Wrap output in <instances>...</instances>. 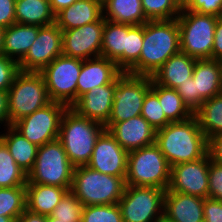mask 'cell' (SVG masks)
I'll return each instance as SVG.
<instances>
[{
	"label": "cell",
	"instance_id": "25",
	"mask_svg": "<svg viewBox=\"0 0 222 222\" xmlns=\"http://www.w3.org/2000/svg\"><path fill=\"white\" fill-rule=\"evenodd\" d=\"M67 191L64 187L26 183V209L48 216Z\"/></svg>",
	"mask_w": 222,
	"mask_h": 222
},
{
	"label": "cell",
	"instance_id": "28",
	"mask_svg": "<svg viewBox=\"0 0 222 222\" xmlns=\"http://www.w3.org/2000/svg\"><path fill=\"white\" fill-rule=\"evenodd\" d=\"M124 49H126V24L106 20L103 28L101 57L115 62L124 72Z\"/></svg>",
	"mask_w": 222,
	"mask_h": 222
},
{
	"label": "cell",
	"instance_id": "45",
	"mask_svg": "<svg viewBox=\"0 0 222 222\" xmlns=\"http://www.w3.org/2000/svg\"><path fill=\"white\" fill-rule=\"evenodd\" d=\"M207 154L213 162L222 165V133L207 138Z\"/></svg>",
	"mask_w": 222,
	"mask_h": 222
},
{
	"label": "cell",
	"instance_id": "22",
	"mask_svg": "<svg viewBox=\"0 0 222 222\" xmlns=\"http://www.w3.org/2000/svg\"><path fill=\"white\" fill-rule=\"evenodd\" d=\"M103 16L102 4L96 0H77L55 14V24L61 30H71L94 23Z\"/></svg>",
	"mask_w": 222,
	"mask_h": 222
},
{
	"label": "cell",
	"instance_id": "31",
	"mask_svg": "<svg viewBox=\"0 0 222 222\" xmlns=\"http://www.w3.org/2000/svg\"><path fill=\"white\" fill-rule=\"evenodd\" d=\"M194 115L206 138L222 133V93L204 101Z\"/></svg>",
	"mask_w": 222,
	"mask_h": 222
},
{
	"label": "cell",
	"instance_id": "9",
	"mask_svg": "<svg viewBox=\"0 0 222 222\" xmlns=\"http://www.w3.org/2000/svg\"><path fill=\"white\" fill-rule=\"evenodd\" d=\"M82 60L60 55L41 71L51 101L70 108L77 100V81Z\"/></svg>",
	"mask_w": 222,
	"mask_h": 222
},
{
	"label": "cell",
	"instance_id": "32",
	"mask_svg": "<svg viewBox=\"0 0 222 222\" xmlns=\"http://www.w3.org/2000/svg\"><path fill=\"white\" fill-rule=\"evenodd\" d=\"M27 174L18 166L0 139V188L26 186Z\"/></svg>",
	"mask_w": 222,
	"mask_h": 222
},
{
	"label": "cell",
	"instance_id": "7",
	"mask_svg": "<svg viewBox=\"0 0 222 222\" xmlns=\"http://www.w3.org/2000/svg\"><path fill=\"white\" fill-rule=\"evenodd\" d=\"M7 93L10 126L51 102L40 72L19 71Z\"/></svg>",
	"mask_w": 222,
	"mask_h": 222
},
{
	"label": "cell",
	"instance_id": "35",
	"mask_svg": "<svg viewBox=\"0 0 222 222\" xmlns=\"http://www.w3.org/2000/svg\"><path fill=\"white\" fill-rule=\"evenodd\" d=\"M143 46V24H126V49H124V72H127L140 57Z\"/></svg>",
	"mask_w": 222,
	"mask_h": 222
},
{
	"label": "cell",
	"instance_id": "13",
	"mask_svg": "<svg viewBox=\"0 0 222 222\" xmlns=\"http://www.w3.org/2000/svg\"><path fill=\"white\" fill-rule=\"evenodd\" d=\"M105 22L102 16L94 23L62 30V54L81 60L100 57Z\"/></svg>",
	"mask_w": 222,
	"mask_h": 222
},
{
	"label": "cell",
	"instance_id": "38",
	"mask_svg": "<svg viewBox=\"0 0 222 222\" xmlns=\"http://www.w3.org/2000/svg\"><path fill=\"white\" fill-rule=\"evenodd\" d=\"M83 205L69 190L50 214L51 217L63 222H81Z\"/></svg>",
	"mask_w": 222,
	"mask_h": 222
},
{
	"label": "cell",
	"instance_id": "44",
	"mask_svg": "<svg viewBox=\"0 0 222 222\" xmlns=\"http://www.w3.org/2000/svg\"><path fill=\"white\" fill-rule=\"evenodd\" d=\"M15 1L0 0V27L4 29L16 23Z\"/></svg>",
	"mask_w": 222,
	"mask_h": 222
},
{
	"label": "cell",
	"instance_id": "11",
	"mask_svg": "<svg viewBox=\"0 0 222 222\" xmlns=\"http://www.w3.org/2000/svg\"><path fill=\"white\" fill-rule=\"evenodd\" d=\"M151 85V76L123 72L116 79L111 115L107 123H117L141 115L143 101Z\"/></svg>",
	"mask_w": 222,
	"mask_h": 222
},
{
	"label": "cell",
	"instance_id": "48",
	"mask_svg": "<svg viewBox=\"0 0 222 222\" xmlns=\"http://www.w3.org/2000/svg\"><path fill=\"white\" fill-rule=\"evenodd\" d=\"M15 222H47V216L25 209Z\"/></svg>",
	"mask_w": 222,
	"mask_h": 222
},
{
	"label": "cell",
	"instance_id": "54",
	"mask_svg": "<svg viewBox=\"0 0 222 222\" xmlns=\"http://www.w3.org/2000/svg\"><path fill=\"white\" fill-rule=\"evenodd\" d=\"M159 222H174V221H171L167 219L165 216H163Z\"/></svg>",
	"mask_w": 222,
	"mask_h": 222
},
{
	"label": "cell",
	"instance_id": "36",
	"mask_svg": "<svg viewBox=\"0 0 222 222\" xmlns=\"http://www.w3.org/2000/svg\"><path fill=\"white\" fill-rule=\"evenodd\" d=\"M81 222H123L121 209L117 204L83 206Z\"/></svg>",
	"mask_w": 222,
	"mask_h": 222
},
{
	"label": "cell",
	"instance_id": "16",
	"mask_svg": "<svg viewBox=\"0 0 222 222\" xmlns=\"http://www.w3.org/2000/svg\"><path fill=\"white\" fill-rule=\"evenodd\" d=\"M127 161L128 152L105 130L97 139L86 166L103 174L126 177Z\"/></svg>",
	"mask_w": 222,
	"mask_h": 222
},
{
	"label": "cell",
	"instance_id": "24",
	"mask_svg": "<svg viewBox=\"0 0 222 222\" xmlns=\"http://www.w3.org/2000/svg\"><path fill=\"white\" fill-rule=\"evenodd\" d=\"M41 26L14 23L4 29L3 55L19 62L36 40Z\"/></svg>",
	"mask_w": 222,
	"mask_h": 222
},
{
	"label": "cell",
	"instance_id": "47",
	"mask_svg": "<svg viewBox=\"0 0 222 222\" xmlns=\"http://www.w3.org/2000/svg\"><path fill=\"white\" fill-rule=\"evenodd\" d=\"M10 126L9 111H8V93L7 91H0V126Z\"/></svg>",
	"mask_w": 222,
	"mask_h": 222
},
{
	"label": "cell",
	"instance_id": "17",
	"mask_svg": "<svg viewBox=\"0 0 222 222\" xmlns=\"http://www.w3.org/2000/svg\"><path fill=\"white\" fill-rule=\"evenodd\" d=\"M104 126L127 152L155 143L156 129L141 115Z\"/></svg>",
	"mask_w": 222,
	"mask_h": 222
},
{
	"label": "cell",
	"instance_id": "19",
	"mask_svg": "<svg viewBox=\"0 0 222 222\" xmlns=\"http://www.w3.org/2000/svg\"><path fill=\"white\" fill-rule=\"evenodd\" d=\"M122 73L115 62L105 57L82 60L77 99L93 88L113 83Z\"/></svg>",
	"mask_w": 222,
	"mask_h": 222
},
{
	"label": "cell",
	"instance_id": "46",
	"mask_svg": "<svg viewBox=\"0 0 222 222\" xmlns=\"http://www.w3.org/2000/svg\"><path fill=\"white\" fill-rule=\"evenodd\" d=\"M212 59H216L219 61L222 59V16L218 17L215 26Z\"/></svg>",
	"mask_w": 222,
	"mask_h": 222
},
{
	"label": "cell",
	"instance_id": "15",
	"mask_svg": "<svg viewBox=\"0 0 222 222\" xmlns=\"http://www.w3.org/2000/svg\"><path fill=\"white\" fill-rule=\"evenodd\" d=\"M209 156L171 167L169 191L208 198Z\"/></svg>",
	"mask_w": 222,
	"mask_h": 222
},
{
	"label": "cell",
	"instance_id": "12",
	"mask_svg": "<svg viewBox=\"0 0 222 222\" xmlns=\"http://www.w3.org/2000/svg\"><path fill=\"white\" fill-rule=\"evenodd\" d=\"M68 107L51 101L46 106L14 122L11 126L35 145L43 146L57 140L63 113Z\"/></svg>",
	"mask_w": 222,
	"mask_h": 222
},
{
	"label": "cell",
	"instance_id": "43",
	"mask_svg": "<svg viewBox=\"0 0 222 222\" xmlns=\"http://www.w3.org/2000/svg\"><path fill=\"white\" fill-rule=\"evenodd\" d=\"M204 222H222V201L204 199Z\"/></svg>",
	"mask_w": 222,
	"mask_h": 222
},
{
	"label": "cell",
	"instance_id": "51",
	"mask_svg": "<svg viewBox=\"0 0 222 222\" xmlns=\"http://www.w3.org/2000/svg\"><path fill=\"white\" fill-rule=\"evenodd\" d=\"M0 222H14L10 217L0 216Z\"/></svg>",
	"mask_w": 222,
	"mask_h": 222
},
{
	"label": "cell",
	"instance_id": "55",
	"mask_svg": "<svg viewBox=\"0 0 222 222\" xmlns=\"http://www.w3.org/2000/svg\"><path fill=\"white\" fill-rule=\"evenodd\" d=\"M98 2H100L101 4H103L106 0H96Z\"/></svg>",
	"mask_w": 222,
	"mask_h": 222
},
{
	"label": "cell",
	"instance_id": "2",
	"mask_svg": "<svg viewBox=\"0 0 222 222\" xmlns=\"http://www.w3.org/2000/svg\"><path fill=\"white\" fill-rule=\"evenodd\" d=\"M155 144L171 167L197 161L207 154V138L195 115L156 130Z\"/></svg>",
	"mask_w": 222,
	"mask_h": 222
},
{
	"label": "cell",
	"instance_id": "27",
	"mask_svg": "<svg viewBox=\"0 0 222 222\" xmlns=\"http://www.w3.org/2000/svg\"><path fill=\"white\" fill-rule=\"evenodd\" d=\"M103 17L114 23L141 25L149 21L141 0H106L102 4Z\"/></svg>",
	"mask_w": 222,
	"mask_h": 222
},
{
	"label": "cell",
	"instance_id": "10",
	"mask_svg": "<svg viewBox=\"0 0 222 222\" xmlns=\"http://www.w3.org/2000/svg\"><path fill=\"white\" fill-rule=\"evenodd\" d=\"M165 192L158 187L126 185L118 202L123 222H159L164 216Z\"/></svg>",
	"mask_w": 222,
	"mask_h": 222
},
{
	"label": "cell",
	"instance_id": "21",
	"mask_svg": "<svg viewBox=\"0 0 222 222\" xmlns=\"http://www.w3.org/2000/svg\"><path fill=\"white\" fill-rule=\"evenodd\" d=\"M204 199L180 192H165L164 216L174 222H204Z\"/></svg>",
	"mask_w": 222,
	"mask_h": 222
},
{
	"label": "cell",
	"instance_id": "30",
	"mask_svg": "<svg viewBox=\"0 0 222 222\" xmlns=\"http://www.w3.org/2000/svg\"><path fill=\"white\" fill-rule=\"evenodd\" d=\"M151 89L158 95L159 103L170 122L184 121L194 115L183 103L176 89L161 86L153 79Z\"/></svg>",
	"mask_w": 222,
	"mask_h": 222
},
{
	"label": "cell",
	"instance_id": "40",
	"mask_svg": "<svg viewBox=\"0 0 222 222\" xmlns=\"http://www.w3.org/2000/svg\"><path fill=\"white\" fill-rule=\"evenodd\" d=\"M19 71L17 61L0 55V91H8Z\"/></svg>",
	"mask_w": 222,
	"mask_h": 222
},
{
	"label": "cell",
	"instance_id": "20",
	"mask_svg": "<svg viewBox=\"0 0 222 222\" xmlns=\"http://www.w3.org/2000/svg\"><path fill=\"white\" fill-rule=\"evenodd\" d=\"M196 111L202 103L222 93V65L216 59H197L193 71Z\"/></svg>",
	"mask_w": 222,
	"mask_h": 222
},
{
	"label": "cell",
	"instance_id": "37",
	"mask_svg": "<svg viewBox=\"0 0 222 222\" xmlns=\"http://www.w3.org/2000/svg\"><path fill=\"white\" fill-rule=\"evenodd\" d=\"M141 116L156 130L170 123L159 103L158 95L152 89L147 92L144 98Z\"/></svg>",
	"mask_w": 222,
	"mask_h": 222
},
{
	"label": "cell",
	"instance_id": "23",
	"mask_svg": "<svg viewBox=\"0 0 222 222\" xmlns=\"http://www.w3.org/2000/svg\"><path fill=\"white\" fill-rule=\"evenodd\" d=\"M196 60L180 51L171 56L152 75V79L161 86L176 89L193 76Z\"/></svg>",
	"mask_w": 222,
	"mask_h": 222
},
{
	"label": "cell",
	"instance_id": "3",
	"mask_svg": "<svg viewBox=\"0 0 222 222\" xmlns=\"http://www.w3.org/2000/svg\"><path fill=\"white\" fill-rule=\"evenodd\" d=\"M106 130L97 121L78 115L73 109L67 108L63 113L58 140L75 166L87 165L99 136Z\"/></svg>",
	"mask_w": 222,
	"mask_h": 222
},
{
	"label": "cell",
	"instance_id": "1",
	"mask_svg": "<svg viewBox=\"0 0 222 222\" xmlns=\"http://www.w3.org/2000/svg\"><path fill=\"white\" fill-rule=\"evenodd\" d=\"M180 51L177 18L149 20L143 24V46L139 60L126 73L152 77L171 56Z\"/></svg>",
	"mask_w": 222,
	"mask_h": 222
},
{
	"label": "cell",
	"instance_id": "34",
	"mask_svg": "<svg viewBox=\"0 0 222 222\" xmlns=\"http://www.w3.org/2000/svg\"><path fill=\"white\" fill-rule=\"evenodd\" d=\"M141 3L148 20L176 19L182 10L176 0H141Z\"/></svg>",
	"mask_w": 222,
	"mask_h": 222
},
{
	"label": "cell",
	"instance_id": "53",
	"mask_svg": "<svg viewBox=\"0 0 222 222\" xmlns=\"http://www.w3.org/2000/svg\"><path fill=\"white\" fill-rule=\"evenodd\" d=\"M188 0H176V2L182 7Z\"/></svg>",
	"mask_w": 222,
	"mask_h": 222
},
{
	"label": "cell",
	"instance_id": "41",
	"mask_svg": "<svg viewBox=\"0 0 222 222\" xmlns=\"http://www.w3.org/2000/svg\"><path fill=\"white\" fill-rule=\"evenodd\" d=\"M208 198L222 201V165L209 158Z\"/></svg>",
	"mask_w": 222,
	"mask_h": 222
},
{
	"label": "cell",
	"instance_id": "14",
	"mask_svg": "<svg viewBox=\"0 0 222 222\" xmlns=\"http://www.w3.org/2000/svg\"><path fill=\"white\" fill-rule=\"evenodd\" d=\"M62 55V30L55 24L41 26L36 40L18 62L20 71L40 72Z\"/></svg>",
	"mask_w": 222,
	"mask_h": 222
},
{
	"label": "cell",
	"instance_id": "29",
	"mask_svg": "<svg viewBox=\"0 0 222 222\" xmlns=\"http://www.w3.org/2000/svg\"><path fill=\"white\" fill-rule=\"evenodd\" d=\"M16 23L47 26L55 23L49 0H16Z\"/></svg>",
	"mask_w": 222,
	"mask_h": 222
},
{
	"label": "cell",
	"instance_id": "52",
	"mask_svg": "<svg viewBox=\"0 0 222 222\" xmlns=\"http://www.w3.org/2000/svg\"><path fill=\"white\" fill-rule=\"evenodd\" d=\"M47 222H63V221H60L56 218H53L51 217L50 215L47 216Z\"/></svg>",
	"mask_w": 222,
	"mask_h": 222
},
{
	"label": "cell",
	"instance_id": "6",
	"mask_svg": "<svg viewBox=\"0 0 222 222\" xmlns=\"http://www.w3.org/2000/svg\"><path fill=\"white\" fill-rule=\"evenodd\" d=\"M74 169L57 139L38 147L34 166L27 174V183L64 187L69 191Z\"/></svg>",
	"mask_w": 222,
	"mask_h": 222
},
{
	"label": "cell",
	"instance_id": "18",
	"mask_svg": "<svg viewBox=\"0 0 222 222\" xmlns=\"http://www.w3.org/2000/svg\"><path fill=\"white\" fill-rule=\"evenodd\" d=\"M116 80L111 84L91 89L70 107L78 115L105 125L111 115Z\"/></svg>",
	"mask_w": 222,
	"mask_h": 222
},
{
	"label": "cell",
	"instance_id": "8",
	"mask_svg": "<svg viewBox=\"0 0 222 222\" xmlns=\"http://www.w3.org/2000/svg\"><path fill=\"white\" fill-rule=\"evenodd\" d=\"M217 20V16L181 10L177 17L181 51L194 59L212 58Z\"/></svg>",
	"mask_w": 222,
	"mask_h": 222
},
{
	"label": "cell",
	"instance_id": "50",
	"mask_svg": "<svg viewBox=\"0 0 222 222\" xmlns=\"http://www.w3.org/2000/svg\"><path fill=\"white\" fill-rule=\"evenodd\" d=\"M3 32L4 28L0 27V55L3 54Z\"/></svg>",
	"mask_w": 222,
	"mask_h": 222
},
{
	"label": "cell",
	"instance_id": "39",
	"mask_svg": "<svg viewBox=\"0 0 222 222\" xmlns=\"http://www.w3.org/2000/svg\"><path fill=\"white\" fill-rule=\"evenodd\" d=\"M182 10L220 17L222 16V0H188L182 6Z\"/></svg>",
	"mask_w": 222,
	"mask_h": 222
},
{
	"label": "cell",
	"instance_id": "4",
	"mask_svg": "<svg viewBox=\"0 0 222 222\" xmlns=\"http://www.w3.org/2000/svg\"><path fill=\"white\" fill-rule=\"evenodd\" d=\"M125 177L100 173L83 165L74 169L70 191L83 206L117 204L123 196Z\"/></svg>",
	"mask_w": 222,
	"mask_h": 222
},
{
	"label": "cell",
	"instance_id": "49",
	"mask_svg": "<svg viewBox=\"0 0 222 222\" xmlns=\"http://www.w3.org/2000/svg\"><path fill=\"white\" fill-rule=\"evenodd\" d=\"M77 0H49L51 10L54 14L58 13L63 8L69 7Z\"/></svg>",
	"mask_w": 222,
	"mask_h": 222
},
{
	"label": "cell",
	"instance_id": "42",
	"mask_svg": "<svg viewBox=\"0 0 222 222\" xmlns=\"http://www.w3.org/2000/svg\"><path fill=\"white\" fill-rule=\"evenodd\" d=\"M177 93L182 97L183 103L194 114L196 112V87L193 77L187 79L176 88Z\"/></svg>",
	"mask_w": 222,
	"mask_h": 222
},
{
	"label": "cell",
	"instance_id": "5",
	"mask_svg": "<svg viewBox=\"0 0 222 222\" xmlns=\"http://www.w3.org/2000/svg\"><path fill=\"white\" fill-rule=\"evenodd\" d=\"M170 177L171 166L155 143L128 152L126 185L167 190Z\"/></svg>",
	"mask_w": 222,
	"mask_h": 222
},
{
	"label": "cell",
	"instance_id": "33",
	"mask_svg": "<svg viewBox=\"0 0 222 222\" xmlns=\"http://www.w3.org/2000/svg\"><path fill=\"white\" fill-rule=\"evenodd\" d=\"M26 209V186L0 188V216L10 217L14 222Z\"/></svg>",
	"mask_w": 222,
	"mask_h": 222
},
{
	"label": "cell",
	"instance_id": "26",
	"mask_svg": "<svg viewBox=\"0 0 222 222\" xmlns=\"http://www.w3.org/2000/svg\"><path fill=\"white\" fill-rule=\"evenodd\" d=\"M1 133L0 139L5 143L14 161L28 174L34 166L38 146L29 142L12 126L4 128V133Z\"/></svg>",
	"mask_w": 222,
	"mask_h": 222
}]
</instances>
